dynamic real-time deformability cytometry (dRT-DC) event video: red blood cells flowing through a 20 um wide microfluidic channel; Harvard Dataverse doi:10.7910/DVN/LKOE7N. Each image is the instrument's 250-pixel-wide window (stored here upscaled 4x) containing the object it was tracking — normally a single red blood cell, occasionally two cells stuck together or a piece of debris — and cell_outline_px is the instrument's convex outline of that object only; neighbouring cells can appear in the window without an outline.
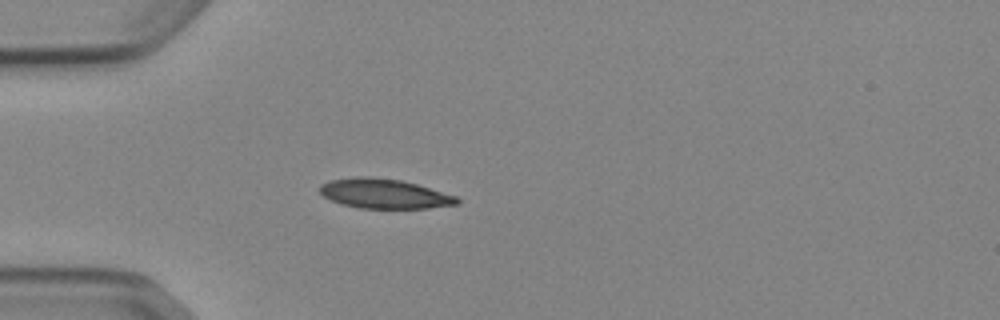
{"species": "Egyptian fruit bat (a non-hibernating species)", "species_latin": "Rousettus aegyptiacus", "temperature_condition": "cold", "stored_images_in_passage": 38, "camera_frame_rate_fps": 3000, "um_per_image_px": 0.085, "animal": {"sex": "female"}, "frame": {"image": 1, "passage_image": 1, "time_ms": 0.0, "image_size_px": [1000, 320], "cell_outline_px": [[460, 204], [428, 208], [360, 208], [344, 204], [332, 200], [324, 196], [320, 192], [320, 184], [332, 180], [356, 176], [368, 176], [400, 180], [416, 184], [456, 196], [460, 200]], "centroid_in_image_um": [32.68, 16.46], "position_along_channel_um": 52.3, "area_um2": 23.47}}
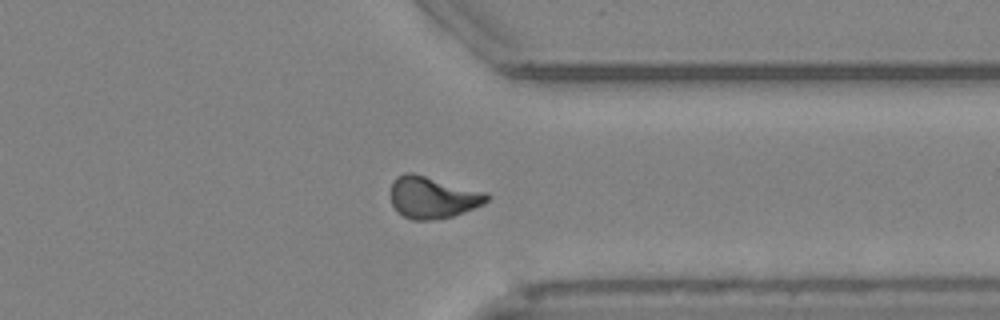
{"frame": {"image": 2, "passage_image": 27, "time_ms": 8.667, "image_size_px": [1000, 320], "cell_outline_px": [[492, 196], [484, 204], [452, 216], [428, 220], [412, 220], [404, 216], [392, 204], [392, 180], [396, 176], [404, 172], [412, 172], [488, 192]], "centroid_in_image_um": [36.81, 16.75], "position_along_channel_um": 374.6, "area_um2": 23.47}}
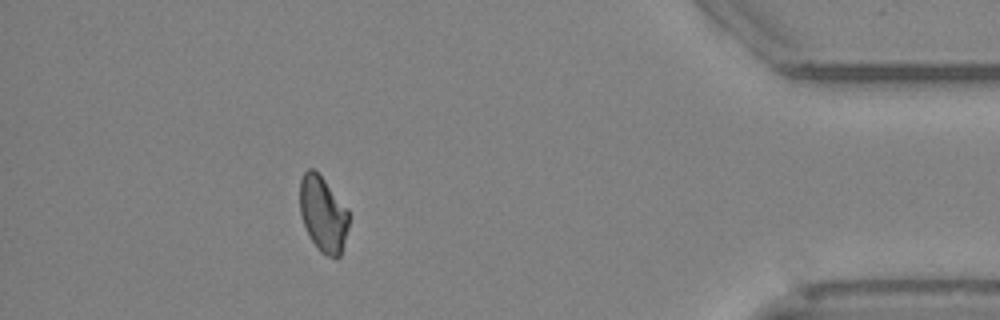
{"frame": {"image": 3, "passage_image": 33, "time_ms": 10.667, "image_size_px": [1000, 320], "cell_outline_px": [[348, 228], [340, 256], [336, 260], [320, 252], [312, 240], [304, 224], [300, 212], [300, 180], [304, 172], [308, 168], [312, 168], [324, 180], [348, 208]], "centroid_in_image_um": [27.47, 18.21], "position_along_channel_um": 407.7, "area_um2": 21.39}, "authors_computed_cell_mechanics": {"area_um2": 23.1778, "velocity_mm_per_s": 3.8633, "shape_relaxation_time_tau1_ms": 5.6145, "shape_relaxation_time_tau2_ms": null, "deformation_change_tau1": 0.1295, "deformation_change_tau2": null}}